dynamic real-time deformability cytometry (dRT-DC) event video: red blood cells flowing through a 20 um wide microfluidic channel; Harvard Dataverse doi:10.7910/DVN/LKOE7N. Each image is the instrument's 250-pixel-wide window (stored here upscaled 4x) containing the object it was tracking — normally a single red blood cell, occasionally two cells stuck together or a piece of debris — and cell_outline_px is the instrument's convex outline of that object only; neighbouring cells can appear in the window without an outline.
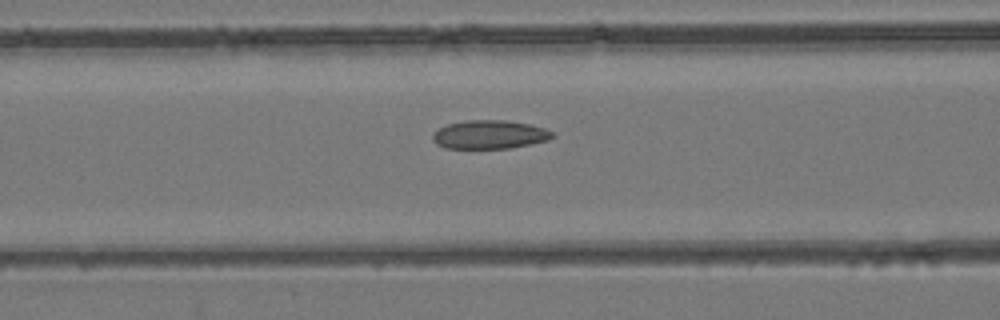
{"species": "common noctule bat (a hibernating species)", "species_latin": "Nyctalus noctula", "temperature_condition": "room temperature", "stored_images_in_passage": 41, "camera_frame_rate_fps": 3000, "um_per_image_px": 0.085, "animal": {"sex": "female", "body_mass_g": 24.6, "forearm_length_mm": 56.2}, "frame": {"image": 1, "passage_image": 14, "time_ms": 4.333, "image_size_px": [1000, 320], "cell_outline_px": [[556, 136], [548, 140], [532, 144], [512, 148], [444, 148], [436, 144], [432, 140], [432, 136], [440, 128], [448, 124], [464, 120], [504, 120], [528, 124], [544, 128], [552, 132]], "centroid_in_image_um": [41.63, 11.44], "position_along_channel_um": 125.0, "area_um2": 19.94}}
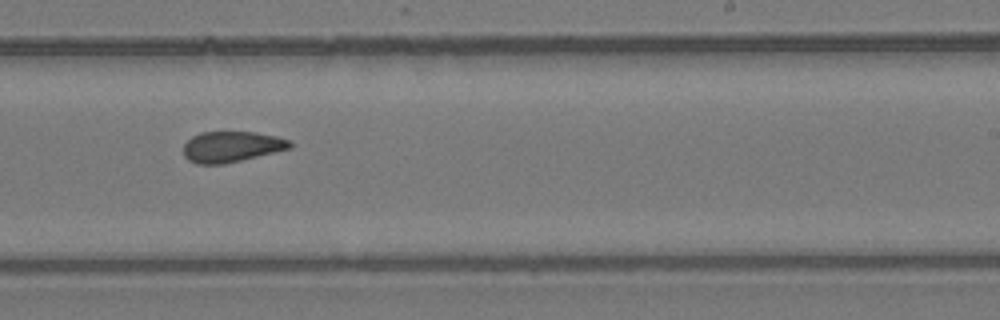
{"frame": {"image": 2, "passage_image": 25, "time_ms": 8.0, "image_size_px": [1000, 320], "cell_outline_px": [[292, 148], [224, 164], [196, 164], [188, 160], [184, 156], [184, 144], [192, 136], [200, 132], [256, 132], [276, 136], [288, 140], [292, 144]], "centroid_in_image_um": [19.66, 12.47], "position_along_channel_um": 269.3, "area_um2": 19.07}}
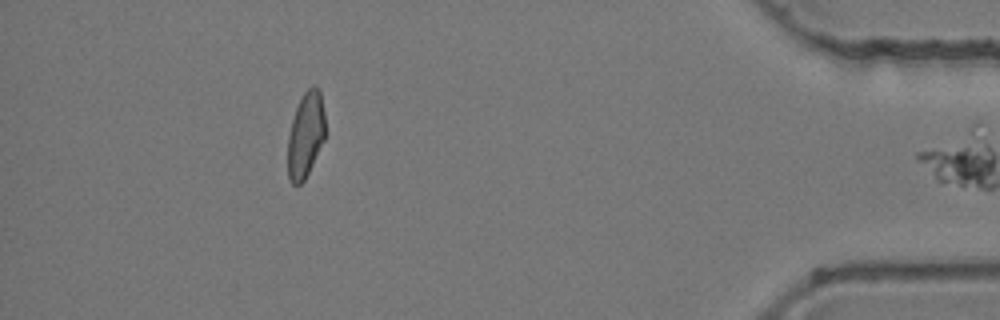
{"frame": {"image": 3, "passage_image": 40, "time_ms": 13.0, "image_size_px": [1000, 320], "cell_outline_px": [[324, 140], [304, 180], [300, 184], [292, 184], [288, 180], [288, 136], [292, 120], [296, 108], [304, 92], [312, 84], [316, 84], [320, 92], [324, 112]], "centroid_in_image_um": [25.97, 11.45], "position_along_channel_um": 409.2, "area_um2": 18.5}, "authors_computed_cell_mechanics": {"area_um2": 19.9988, "velocity_mm_per_s": 3.94, "shape_relaxation_time_tau1_ms": null, "shape_relaxation_time_tau2_ms": 3.6066, "deformation_change_tau1": null, "deformation_change_tau2": 0.0934}}